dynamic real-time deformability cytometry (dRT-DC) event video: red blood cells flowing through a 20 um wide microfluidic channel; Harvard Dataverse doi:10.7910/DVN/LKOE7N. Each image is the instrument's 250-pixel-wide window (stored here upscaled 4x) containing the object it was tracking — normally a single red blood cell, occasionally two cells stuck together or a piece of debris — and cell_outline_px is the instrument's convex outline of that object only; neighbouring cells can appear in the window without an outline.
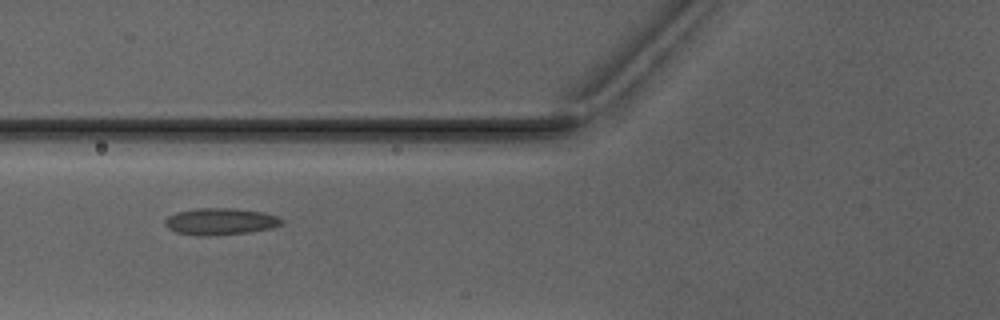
{"species": "Egyptian fruit bat (a non-hibernating species)", "species_latin": "Rousettus aegyptiacus", "temperature_condition": "warm", "stored_images_in_passage": 4, "camera_frame_rate_fps": 3000, "um_per_image_px": 0.085, "animal": {"sex": "male"}, "frame": {"image": 1, "passage_image": 3, "time_ms": 2.333, "image_size_px": [1000, 320], "cell_outline_px": [[284, 220], [280, 224], [272, 228], [248, 232], [208, 236], [196, 236], [176, 232], [168, 228], [164, 224], [164, 220], [168, 216], [176, 212], [196, 208], [236, 208], [260, 212], [276, 216]], "centroid_in_image_um": [18.67, 18.83], "position_along_channel_um": 107.1, "area_um2": 18.21}}
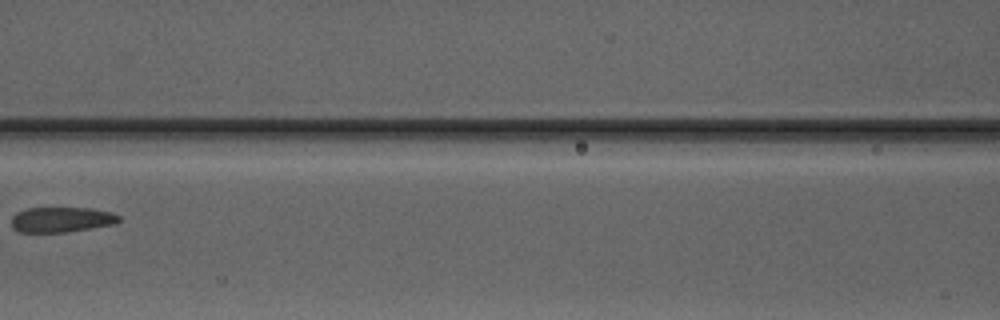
{"frame": {"image": 2, "passage_image": 4, "time_ms": 3.667, "image_size_px": [1000, 320], "cell_outline_px": [[120, 220], [116, 224], [68, 232], [20, 232], [12, 228], [12, 216], [16, 212], [28, 208], [92, 208], [112, 212], [120, 216]], "centroid_in_image_um": [5.25, 18.66], "position_along_channel_um": 161.4, "area_um2": 15.95}}